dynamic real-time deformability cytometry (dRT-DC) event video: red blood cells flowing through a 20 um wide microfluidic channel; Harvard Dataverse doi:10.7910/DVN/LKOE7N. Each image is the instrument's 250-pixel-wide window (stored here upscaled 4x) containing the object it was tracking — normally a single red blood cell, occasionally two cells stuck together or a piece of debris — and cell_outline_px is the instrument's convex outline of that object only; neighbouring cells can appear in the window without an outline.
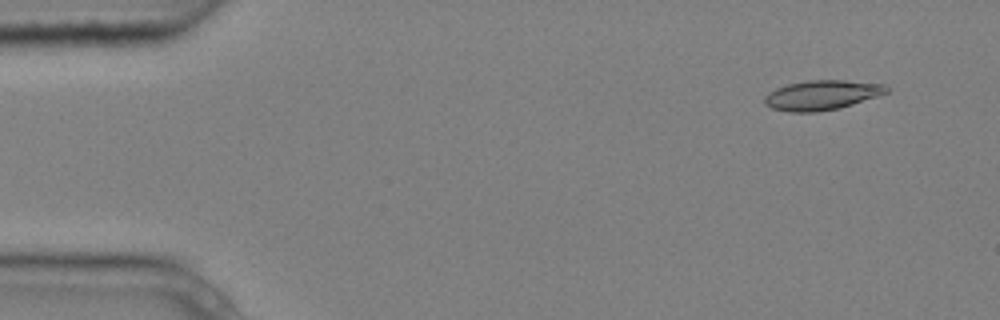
{"species": "common noctule bat (a hibernating species)", "species_latin": "Nyctalus noctula", "temperature_condition": "cold", "stored_images_in_passage": 4, "camera_frame_rate_fps": 3000, "um_per_image_px": 0.085, "animal": {"sex": "male", "body_mass_g": 20.4}, "frame": {"image": 1, "passage_image": 1, "time_ms": 0.0, "image_size_px": [1000, 320], "cell_outline_px": [[888, 92], [840, 108], [816, 112], [788, 112], [772, 108], [764, 104], [764, 96], [768, 92], [776, 88], [788, 84], [808, 80], [844, 80], [884, 84], [888, 88]], "centroid_in_image_um": [69.81, 8.08], "position_along_channel_um": 15.2, "area_um2": 21.04}}
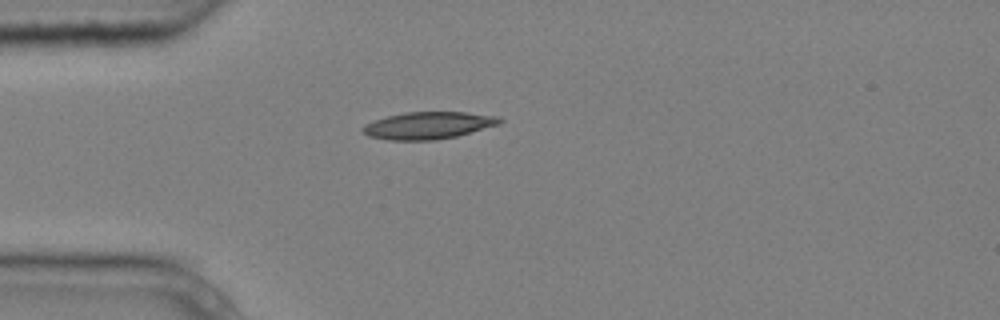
{"frame": {"image": 2, "passage_image": 4, "time_ms": 1.0, "image_size_px": [1000, 320], "cell_outline_px": [[504, 120], [500, 124], [456, 136], [436, 140], [388, 140], [368, 136], [360, 128], [364, 124], [388, 116], [404, 112], [464, 112], [500, 116]], "centroid_in_image_um": [36.42, 10.66], "position_along_channel_um": 48.6, "area_um2": 21.68}}